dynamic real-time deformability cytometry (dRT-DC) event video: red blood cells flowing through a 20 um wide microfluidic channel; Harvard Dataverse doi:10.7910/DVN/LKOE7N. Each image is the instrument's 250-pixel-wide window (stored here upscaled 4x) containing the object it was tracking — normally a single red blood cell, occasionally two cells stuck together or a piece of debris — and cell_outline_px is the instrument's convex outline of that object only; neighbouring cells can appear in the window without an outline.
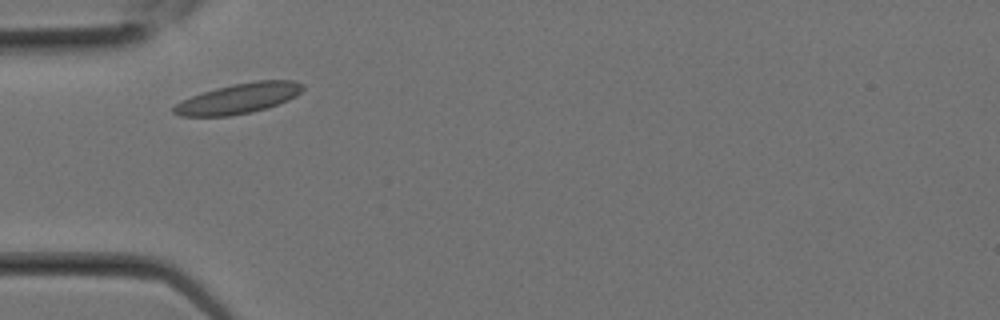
{"species": "Egyptian fruit bat (a non-hibernating species)", "species_latin": "Rousettus aegyptiacus", "temperature_condition": "room temperature", "stored_images_in_passage": 1, "camera_frame_rate_fps": 3000, "um_per_image_px": 0.085, "animal": {"sex": "female"}, "frame": {"image": 1, "passage_image": 1, "time_ms": 0.0, "image_size_px": [1000, 320], "cell_outline_px": [[304, 88], [296, 96], [288, 100], [268, 108], [252, 112], [232, 116], [180, 116], [172, 112], [172, 108], [176, 104], [192, 96], [216, 88], [232, 84], [256, 80], [292, 80], [304, 84]], "centroid_in_image_um": [20.31, 8.37], "position_along_channel_um": 64.7, "area_um2": 22.72}}